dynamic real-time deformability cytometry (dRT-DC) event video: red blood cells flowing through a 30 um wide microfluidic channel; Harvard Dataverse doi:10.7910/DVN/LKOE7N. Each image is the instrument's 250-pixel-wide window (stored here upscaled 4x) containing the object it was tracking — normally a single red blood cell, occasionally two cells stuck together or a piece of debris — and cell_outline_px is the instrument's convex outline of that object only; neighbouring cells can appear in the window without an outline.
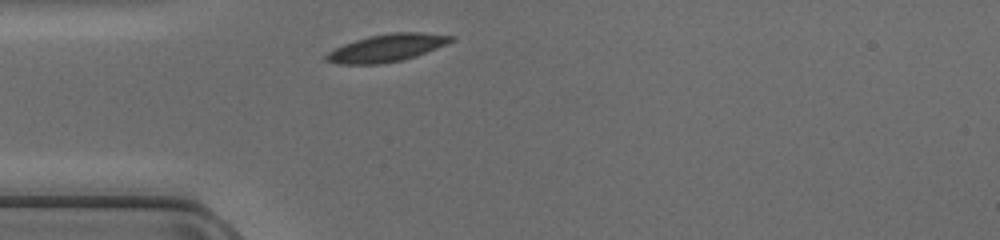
{"species": "common noctule bat (a hibernating species)", "species_latin": "Nyctalus noctula", "temperature_condition": "cold", "stored_images_in_passage": 27, "camera_frame_rate_fps": 3000, "um_per_image_px": 0.085, "animal": {"sex": "female", "body_mass_g": 17.0, "forearm_length_mm": 48.0}, "frame": {"image": 1, "passage_image": 1, "time_ms": 0.0, "image_size_px": [1000, 240], "cell_outline_px": [[456, 40], [416, 56], [400, 60], [376, 64], [336, 64], [324, 60], [324, 56], [328, 52], [344, 44], [368, 36], [392, 32], [420, 32], [456, 36]], "centroid_in_image_um": [32.88, 4.06], "position_along_channel_um": 52.1, "area_um2": 19.94}}
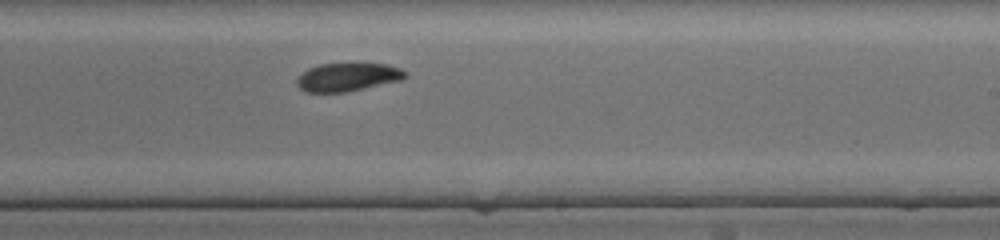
{"frame": {"image": 2, "passage_image": 16, "time_ms": 5.0, "image_size_px": [1000, 240], "cell_outline_px": [[408, 76], [400, 80], [344, 92], [308, 92], [300, 88], [296, 84], [296, 80], [308, 68], [320, 64], [388, 64], [400, 68], [408, 72]], "centroid_in_image_um": [29.57, 6.54], "position_along_channel_um": 259.4, "area_um2": 17.57}}
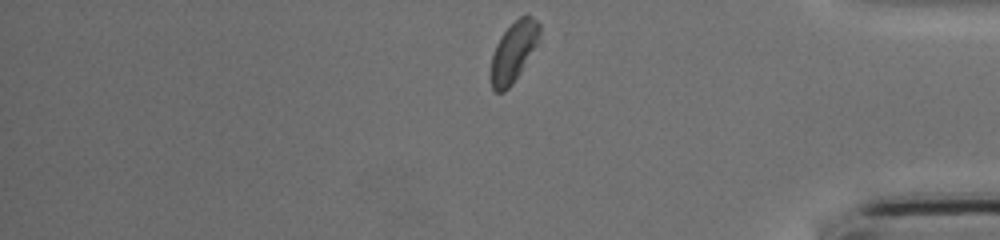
{"frame": {"image": 3, "passage_image": 27, "time_ms": 8.667, "image_size_px": [1000, 240], "cell_outline_px": [[540, 32], [536, 44], [520, 72], [512, 84], [504, 92], [496, 92], [492, 88], [492, 52], [500, 36], [520, 16], [528, 12], [540, 24]], "centroid_in_image_um": [43.65, 4.36], "position_along_channel_um": 391.5, "area_um2": 16.65}}